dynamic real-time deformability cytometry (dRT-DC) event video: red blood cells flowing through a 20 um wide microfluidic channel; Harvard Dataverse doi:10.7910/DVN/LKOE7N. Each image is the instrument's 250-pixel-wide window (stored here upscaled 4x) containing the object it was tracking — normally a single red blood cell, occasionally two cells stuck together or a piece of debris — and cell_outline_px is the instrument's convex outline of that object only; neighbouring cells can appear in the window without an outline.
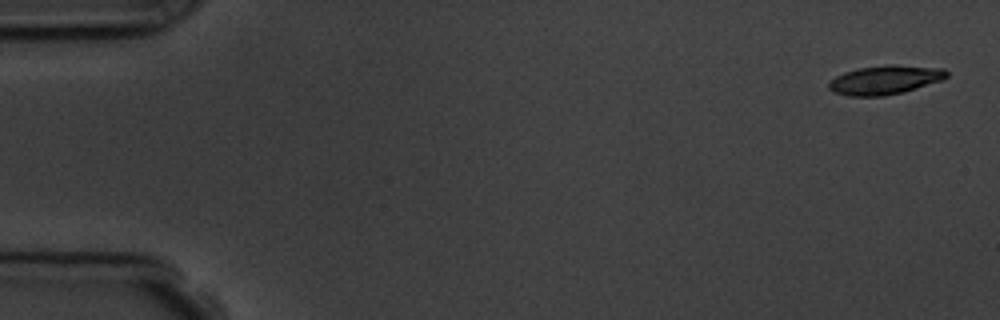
{"species": "common noctule bat (a hibernating species)", "species_latin": "Nyctalus noctula", "temperature_condition": "room temperature", "stored_images_in_passage": 9, "camera_frame_rate_fps": 3000, "um_per_image_px": 0.085, "animal": {"sex": "male", "body_mass_g": 19.5, "forearm_length_mm": 54.6}, "frame": {"image": 1, "passage_image": 1, "time_ms": 0.0, "image_size_px": [1000, 320], "cell_outline_px": [[948, 76], [944, 80], [904, 92], [884, 96], [848, 96], [832, 92], [828, 88], [828, 84], [836, 76], [844, 72], [860, 68], [888, 64], [892, 64], [944, 68], [948, 72]], "centroid_in_image_um": [75.26, 6.79], "position_along_channel_um": 9.7, "area_um2": 20.11}}
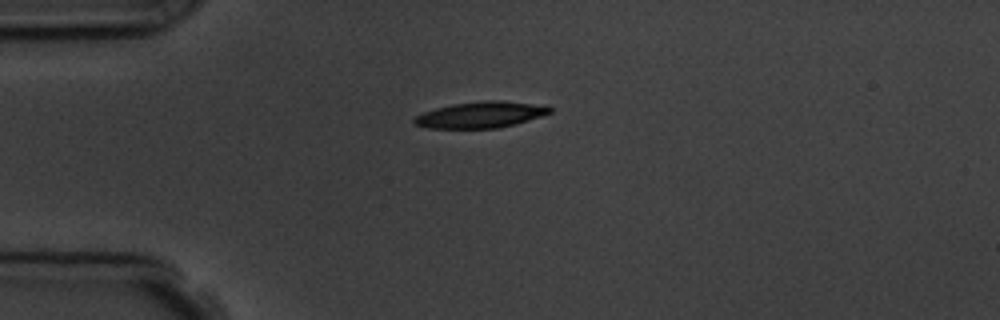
{"frame": {"image": 2, "passage_image": 4, "time_ms": 4.0, "image_size_px": [1000, 320], "cell_outline_px": [[552, 112], [516, 124], [500, 128], [428, 128], [412, 124], [412, 120], [416, 116], [424, 112], [436, 108], [452, 104], [484, 100], [500, 100], [532, 104], [552, 108]], "centroid_in_image_um": [40.8, 9.76], "position_along_channel_um": 44.2, "area_um2": 20.58}}